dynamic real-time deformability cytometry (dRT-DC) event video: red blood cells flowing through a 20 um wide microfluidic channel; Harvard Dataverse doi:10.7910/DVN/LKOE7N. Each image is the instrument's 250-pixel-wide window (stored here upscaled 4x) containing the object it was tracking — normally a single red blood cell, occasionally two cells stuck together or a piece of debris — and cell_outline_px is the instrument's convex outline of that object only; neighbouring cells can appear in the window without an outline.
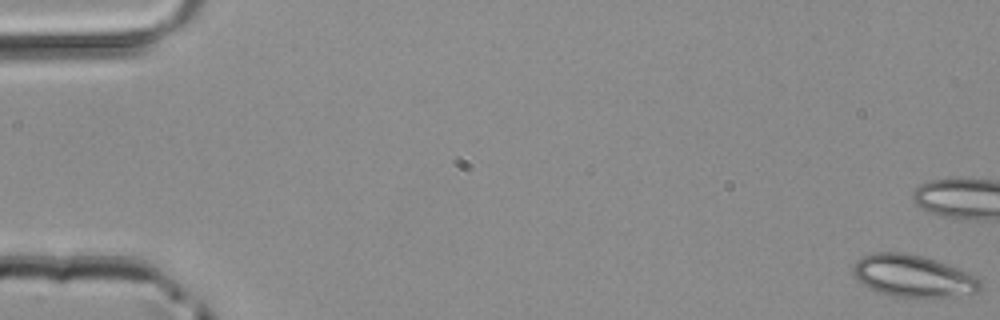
{"species": "common noctule bat (a hibernating species)", "species_latin": "Nyctalus noctula", "temperature_condition": "room temperature", "stored_images_in_passage": 51, "camera_frame_rate_fps": 3000, "um_per_image_px": 0.085, "animal": {"sex": "male", "body_mass_g": 20.4}, "frame": {"image": 1, "passage_image": 1, "time_ms": 0.0, "image_size_px": [1000, 320], "cell_outline_px": [[984, 284], [980, 292], [952, 296], [892, 296], [868, 288], [852, 272], [852, 268], [856, 260], [860, 256], [872, 252], [904, 252], [924, 256], [936, 260], [968, 272], [976, 276]], "centroid_in_image_um": [77.62, 23.43], "position_along_channel_um": 7.4, "area_um2": 31.15}}
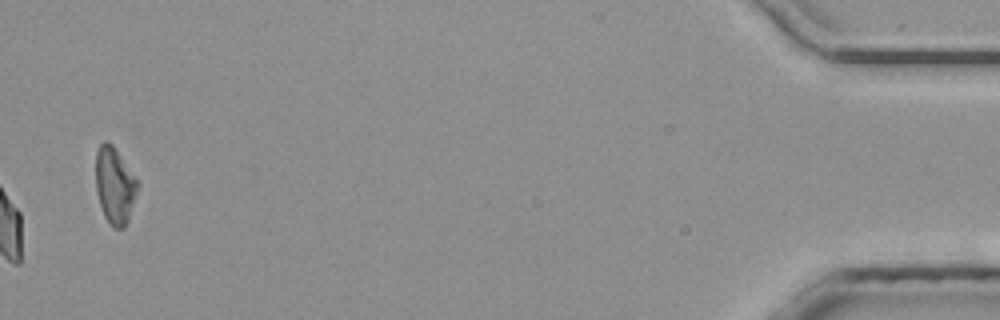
{"frame": {"image": 2, "passage_image": 51, "time_ms": 16.667, "image_size_px": [1000, 320], "cell_outline_px": [[140, 184], [128, 220], [124, 228], [112, 228], [108, 224], [104, 216], [96, 192], [96, 152], [100, 144], [104, 140], [108, 140], [112, 144], [136, 176]], "centroid_in_image_um": [9.76, 15.76], "position_along_channel_um": 425.4, "area_um2": 18.96}}